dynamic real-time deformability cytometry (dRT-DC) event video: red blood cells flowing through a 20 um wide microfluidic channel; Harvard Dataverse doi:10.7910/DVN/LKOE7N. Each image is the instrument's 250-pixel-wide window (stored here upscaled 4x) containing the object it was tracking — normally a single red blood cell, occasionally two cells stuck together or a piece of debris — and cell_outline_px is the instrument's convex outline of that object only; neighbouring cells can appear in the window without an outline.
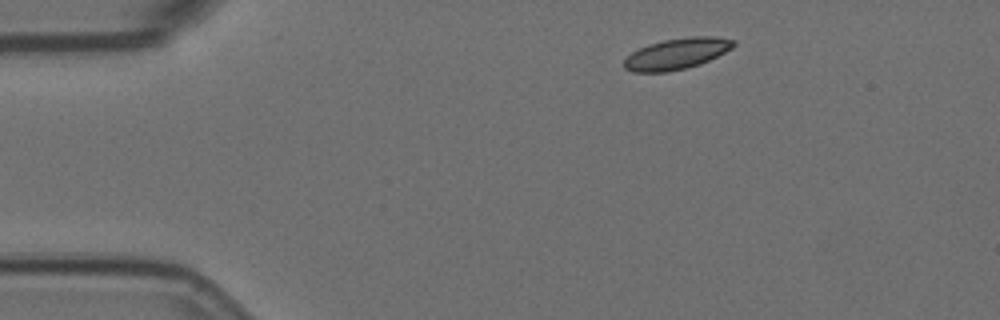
{"species": "Egyptian fruit bat (a non-hibernating species)", "species_latin": "Rousettus aegyptiacus", "temperature_condition": "room temperature", "stored_images_in_passage": 3, "camera_frame_rate_fps": 3000, "um_per_image_px": 0.085, "animal": {"sex": "female"}, "frame": {"image": 1, "passage_image": 1, "time_ms": 0.0, "image_size_px": [1000, 320], "cell_outline_px": [[736, 44], [732, 48], [700, 64], [668, 72], [632, 72], [624, 68], [624, 60], [632, 52], [648, 44], [664, 40], [692, 36], [712, 36], [736, 40]], "centroid_in_image_um": [57.52, 4.56], "position_along_channel_um": 27.5, "area_um2": 19.65}}